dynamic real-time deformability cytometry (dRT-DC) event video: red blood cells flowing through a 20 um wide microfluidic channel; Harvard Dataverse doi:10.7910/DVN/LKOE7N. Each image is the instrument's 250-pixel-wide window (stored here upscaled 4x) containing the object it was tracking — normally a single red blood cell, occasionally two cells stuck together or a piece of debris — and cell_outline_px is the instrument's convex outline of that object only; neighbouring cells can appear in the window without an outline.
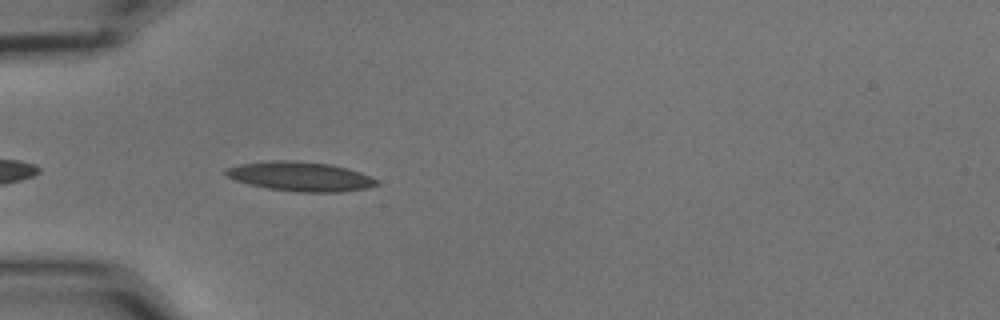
{"species": "common noctule bat (a hibernating species)", "species_latin": "Nyctalus noctula", "temperature_condition": "cold", "stored_images_in_passage": 42, "camera_frame_rate_fps": 3000, "um_per_image_px": 0.085, "animal": {"sex": "male", "body_mass_g": 15.6}, "frame": {"image": 1, "passage_image": 3, "time_ms": 0.667, "image_size_px": [1000, 320], "cell_outline_px": [[380, 184], [368, 188], [340, 192], [300, 192], [268, 188], [248, 184], [224, 176], [224, 168], [240, 164], [272, 160], [292, 160], [328, 164], [348, 168], [360, 172], [376, 180]], "centroid_in_image_um": [25.49, 15.0], "position_along_channel_um": 59.5, "area_um2": 25.84}}
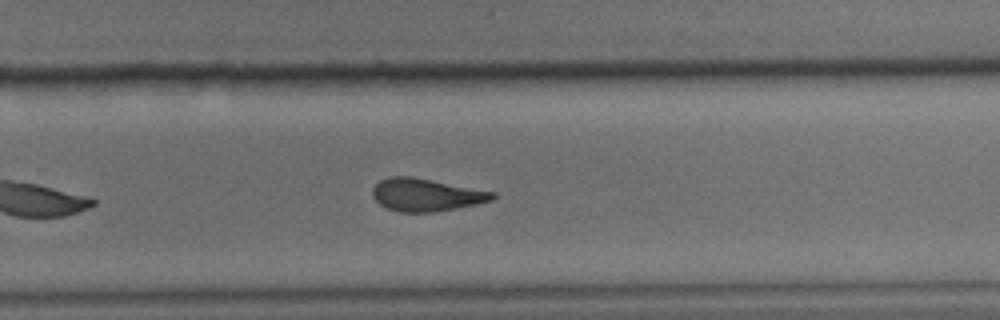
{"frame": {"image": 2, "passage_image": 23, "time_ms": 7.333, "image_size_px": [1000, 320], "cell_outline_px": [[496, 196], [492, 200], [476, 204], [436, 212], [400, 212], [388, 208], [380, 204], [372, 196], [372, 188], [380, 180], [388, 176], [412, 176], [496, 192]], "centroid_in_image_um": [36.21, 16.55], "position_along_channel_um": 293.6, "area_um2": 22.89}}
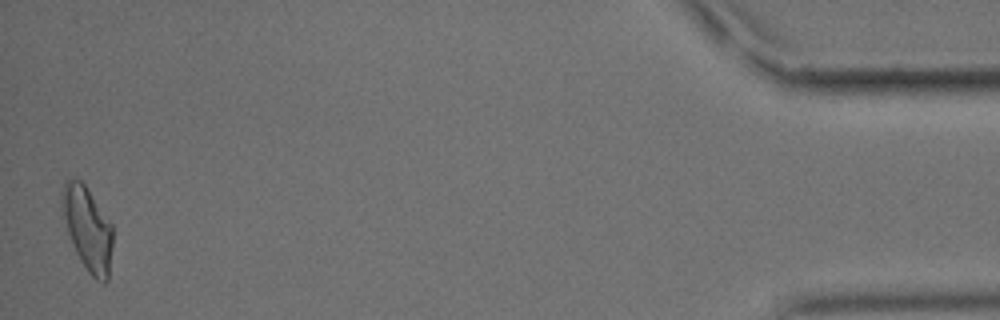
{"frame": {"image": 3, "passage_image": 41, "time_ms": 13.333, "image_size_px": [1000, 320], "cell_outline_px": [[112, 244], [108, 280], [104, 284], [96, 280], [88, 272], [80, 260], [72, 244], [60, 208], [60, 192], [64, 184], [68, 180], [80, 180], [84, 184], [112, 224]], "centroid_in_image_um": [7.43, 19.45], "position_along_channel_um": 427.8, "area_um2": 24.68}, "authors_computed_cell_mechanics": {"area_um2": 23.4668, "velocity_mm_per_s": 3.5945, "shape_relaxation_time_tau1_ms": 5.889, "shape_relaxation_time_tau2_ms": 2.6958, "deformation_change_tau1": 0.2027, "deformation_change_tau2": 0.1179}}